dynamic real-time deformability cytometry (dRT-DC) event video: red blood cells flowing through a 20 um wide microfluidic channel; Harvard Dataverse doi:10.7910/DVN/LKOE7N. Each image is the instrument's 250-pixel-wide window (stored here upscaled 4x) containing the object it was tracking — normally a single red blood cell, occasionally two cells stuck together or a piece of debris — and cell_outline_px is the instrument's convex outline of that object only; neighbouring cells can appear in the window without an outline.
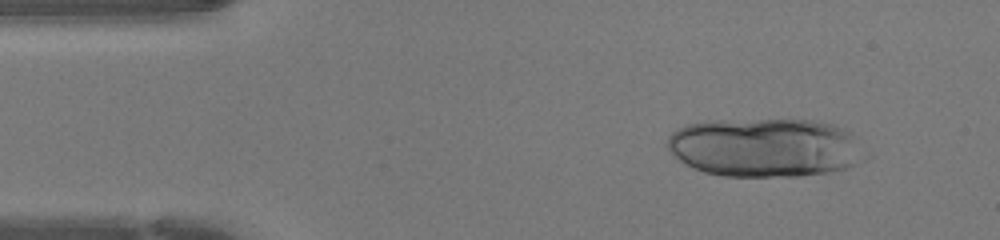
{"species": "human", "species_latin": "Homo sapiens", "temperature_condition": "warm", "stored_images_in_passage": 19, "segment_of_instrument_passage": [1, 2], "camera_frame_rate_fps": 3000, "um_per_image_px": 0.085, "donor": {"sex": "female"}, "frame": {"image": 1, "passage_image": 4, "time_ms": 1.0, "image_size_px": [1000, 240], "cell_outline_px": [[872, 156], [868, 160], [844, 168], [828, 172], [800, 176], [724, 176], [704, 172], [680, 160], [668, 148], [668, 136], [672, 132], [688, 124], [708, 120], [816, 120], [832, 124], [844, 128], [852, 132]], "centroid_in_image_um": [65.16, 12.53], "position_along_channel_um": 19.8, "area_um2": 68.49}}